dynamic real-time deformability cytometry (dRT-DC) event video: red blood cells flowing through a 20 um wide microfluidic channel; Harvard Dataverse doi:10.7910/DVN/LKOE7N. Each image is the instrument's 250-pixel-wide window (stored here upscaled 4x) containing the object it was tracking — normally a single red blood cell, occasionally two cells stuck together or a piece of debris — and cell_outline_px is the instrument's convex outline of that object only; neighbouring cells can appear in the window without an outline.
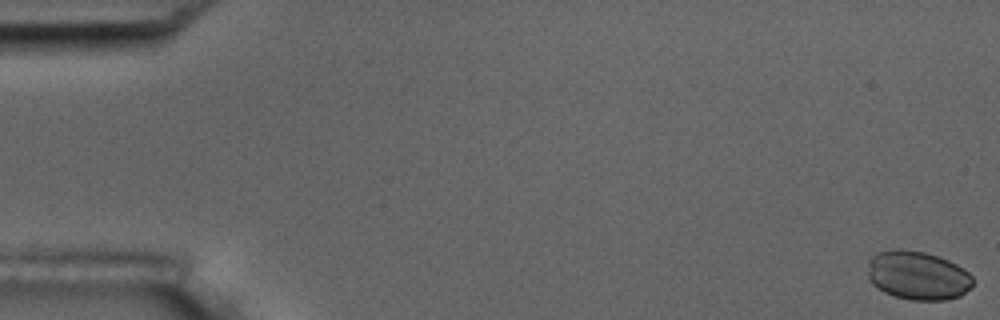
{"species": "common noctule bat (a hibernating species)", "species_latin": "Nyctalus noctula", "temperature_condition": "room temperature", "stored_images_in_passage": 7, "camera_frame_rate_fps": 3000, "um_per_image_px": 0.085, "animal": {"sex": "male", "body_mass_g": 17.5, "forearm_length_mm": 52.3}, "frame": {"image": 1, "passage_image": 1, "time_ms": 0.0, "image_size_px": [1000, 320], "cell_outline_px": [[972, 288], [960, 296], [944, 300], [912, 300], [896, 296], [884, 292], [872, 284], [868, 280], [868, 260], [876, 252], [896, 248], [900, 248], [924, 252], [948, 260], [964, 268], [972, 276]], "centroid_in_image_um": [77.99, 23.4], "position_along_channel_um": 7.0, "area_um2": 30.11}}
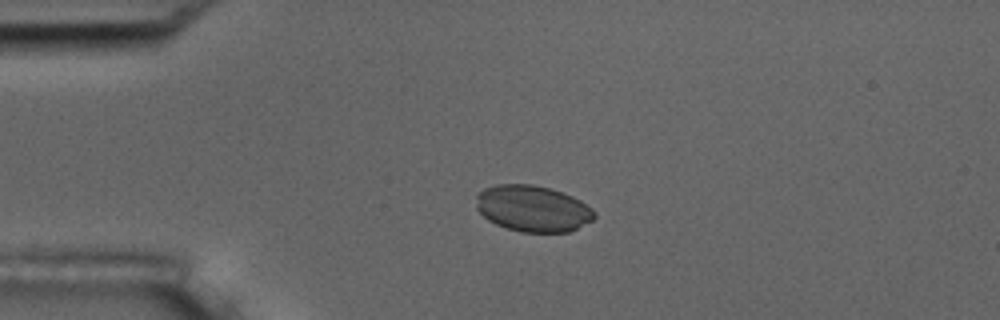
{"frame": {"image": 2, "passage_image": 5, "time_ms": 4.333, "image_size_px": [1000, 320], "cell_outline_px": [[596, 216], [592, 220], [568, 232], [520, 232], [496, 224], [488, 220], [476, 208], [476, 192], [484, 188], [496, 184], [532, 184], [548, 188], [572, 196], [580, 200], [592, 208], [596, 212]], "centroid_in_image_um": [45.26, 17.72], "position_along_channel_um": 39.7, "area_um2": 31.91}}